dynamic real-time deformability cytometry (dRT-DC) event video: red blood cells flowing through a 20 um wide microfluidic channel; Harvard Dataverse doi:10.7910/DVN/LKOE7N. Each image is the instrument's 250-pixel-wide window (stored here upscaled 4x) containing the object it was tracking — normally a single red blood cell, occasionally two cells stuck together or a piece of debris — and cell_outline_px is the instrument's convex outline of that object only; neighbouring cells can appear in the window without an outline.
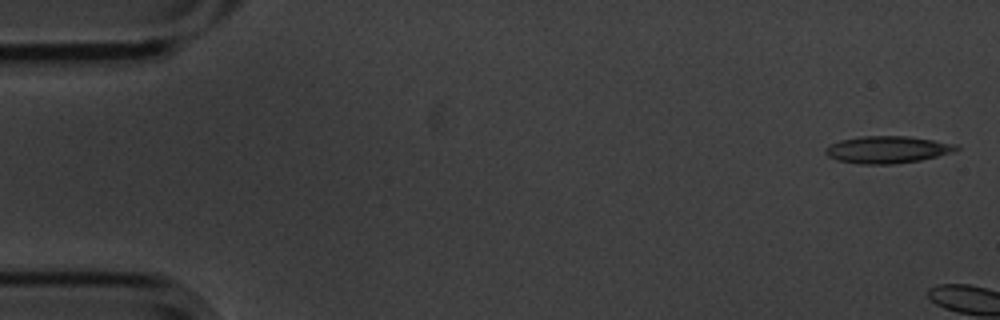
{"species": "common noctule bat (a hibernating species)", "species_latin": "Nyctalus noctula", "temperature_condition": "cold", "stored_images_in_passage": 2, "camera_frame_rate_fps": 3000, "um_per_image_px": 0.085, "animal": {"sex": "male", "body_mass_g": 20.1, "forearm_length_mm": 53.5}, "frame": {"image": 1, "passage_image": 1, "time_ms": 0.0, "image_size_px": [1000, 320], "cell_outline_px": [[960, 148], [952, 152], [920, 160], [892, 164], [860, 164], [836, 160], [828, 156], [824, 152], [824, 148], [840, 140], [860, 136], [908, 136], [956, 144]], "centroid_in_image_um": [75.39, 12.71], "position_along_channel_um": 9.6, "area_um2": 20.58}}